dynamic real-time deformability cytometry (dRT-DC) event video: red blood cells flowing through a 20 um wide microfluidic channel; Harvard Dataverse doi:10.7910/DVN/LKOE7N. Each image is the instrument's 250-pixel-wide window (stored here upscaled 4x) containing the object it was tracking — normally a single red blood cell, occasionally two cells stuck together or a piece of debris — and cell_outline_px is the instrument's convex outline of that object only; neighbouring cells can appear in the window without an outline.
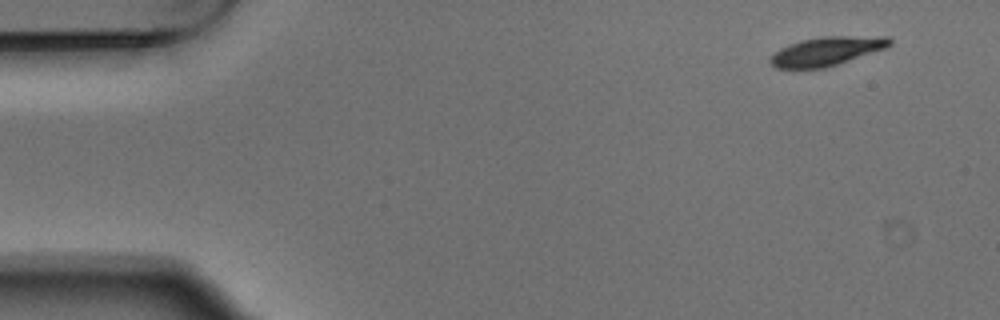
{"species": "Egyptian fruit bat (a non-hibernating species)", "species_latin": "Rousettus aegyptiacus", "temperature_condition": "warm", "stored_images_in_passage": 5, "segment_of_instrument_passage": [1, 2], "camera_frame_rate_fps": 3000, "um_per_image_px": 0.085, "animal": {"sex": "male"}, "frame": {"image": 1, "passage_image": 1, "time_ms": 0.0, "image_size_px": [1000, 320], "cell_outline_px": [[892, 44], [888, 48], [824, 68], [776, 68], [768, 60], [780, 48], [788, 44], [800, 40], [820, 36], [888, 36], [892, 40]], "centroid_in_image_um": [70.31, 4.33], "position_along_channel_um": 14.7, "area_um2": 20.17}}
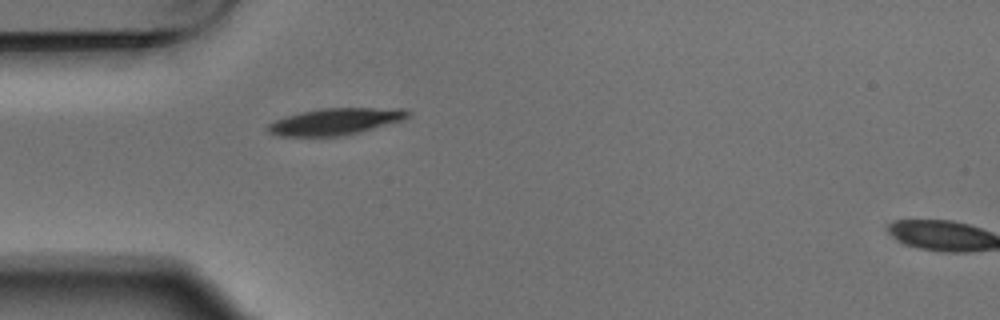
{"frame": {"image": 2, "passage_image": 4, "time_ms": 1.0, "image_size_px": [1000, 320], "cell_outline_px": [[412, 112], [404, 120], [360, 132], [344, 136], [280, 136], [268, 132], [264, 128], [268, 124], [284, 116], [300, 112], [320, 108], [408, 108]], "centroid_in_image_um": [28.53, 10.32], "position_along_channel_um": 56.5, "area_um2": 22.08}}